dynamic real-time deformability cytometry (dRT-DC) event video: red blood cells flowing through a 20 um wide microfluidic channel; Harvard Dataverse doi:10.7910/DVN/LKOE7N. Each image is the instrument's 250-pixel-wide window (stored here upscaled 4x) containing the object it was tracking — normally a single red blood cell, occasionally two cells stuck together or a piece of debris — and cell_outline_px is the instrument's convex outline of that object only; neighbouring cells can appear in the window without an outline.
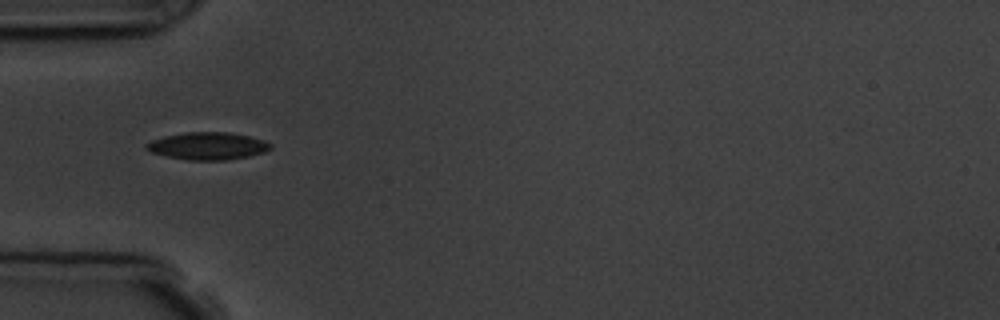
{"species": "common noctule bat (a hibernating species)", "species_latin": "Nyctalus noctula", "temperature_condition": "room temperature", "stored_images_in_passage": 6, "camera_frame_rate_fps": 3000, "um_per_image_px": 0.085, "animal": {"sex": "male", "body_mass_g": 19.5, "forearm_length_mm": 54.6}, "frame": {"image": 1, "passage_image": 5, "time_ms": 4.667, "image_size_px": [1000, 320], "cell_outline_px": [[272, 148], [264, 152], [248, 156], [228, 160], [188, 160], [168, 156], [152, 152], [144, 148], [144, 144], [152, 140], [164, 136], [184, 132], [228, 132], [248, 136], [264, 140], [272, 144]], "centroid_in_image_um": [17.65, 12.4], "position_along_channel_um": 67.3, "area_um2": 19.83}}